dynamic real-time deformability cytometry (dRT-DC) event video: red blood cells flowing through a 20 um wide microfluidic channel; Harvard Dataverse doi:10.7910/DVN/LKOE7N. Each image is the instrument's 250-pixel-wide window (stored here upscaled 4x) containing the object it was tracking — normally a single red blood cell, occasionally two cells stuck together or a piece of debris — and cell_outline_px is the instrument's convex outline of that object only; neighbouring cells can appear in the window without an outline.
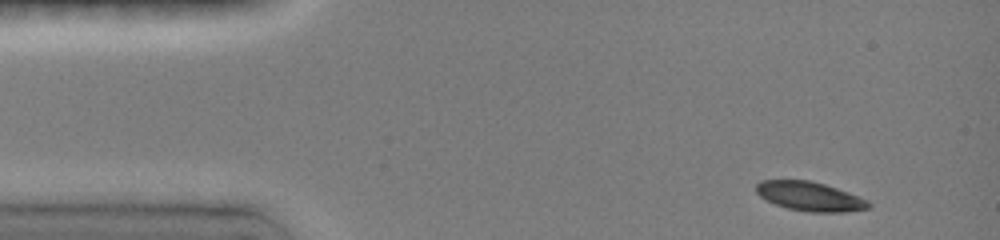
{"species": "common noctule bat (a hibernating species)", "species_latin": "Nyctalus noctula", "temperature_condition": "room temperature", "stored_images_in_passage": 15, "camera_frame_rate_fps": 3000, "um_per_image_px": 0.085, "animal": {"sex": "female", "body_mass_g": 19.0, "forearm_length_mm": 51.5}, "frame": {"image": 1, "passage_image": 1, "time_ms": 0.0, "image_size_px": [1000, 240], "cell_outline_px": [[872, 204], [868, 208], [844, 212], [808, 212], [788, 208], [776, 204], [760, 196], [756, 192], [756, 184], [760, 180], [808, 180], [824, 184], [848, 192], [868, 200]], "centroid_in_image_um": [68.83, 16.69], "position_along_channel_um": 16.2, "area_um2": 18.96}}
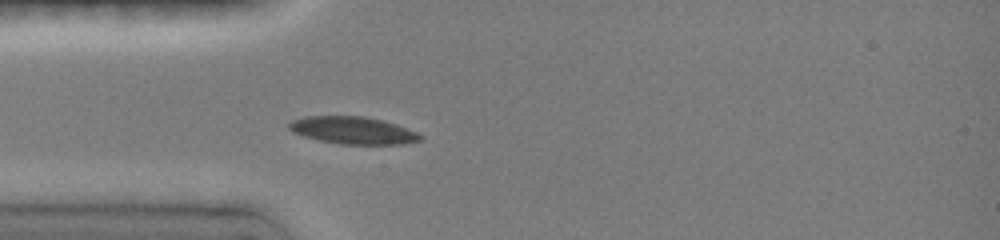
{"frame": {"image": 2, "passage_image": 6, "time_ms": 3.0, "image_size_px": [1000, 240], "cell_outline_px": [[424, 136], [420, 140], [404, 144], [340, 144], [320, 140], [304, 136], [292, 132], [288, 128], [288, 124], [292, 120], [304, 116], [364, 116], [396, 124], [416, 132]], "centroid_in_image_um": [29.98, 11.08], "position_along_channel_um": 55.0, "area_um2": 20.81}}
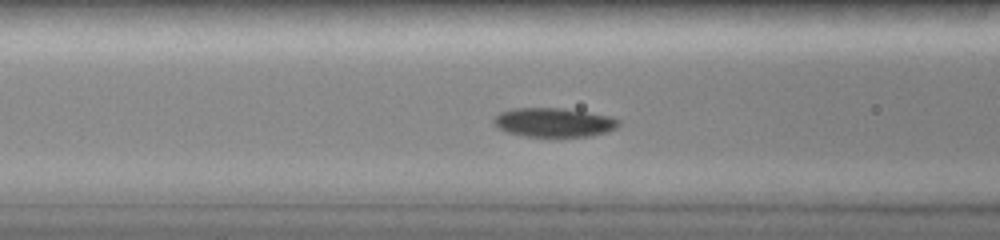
{"frame": {"image": 3, "passage_image": 11, "time_ms": 4.667, "image_size_px": [1000, 240], "cell_outline_px": [[620, 124], [616, 128], [608, 132], [592, 136], [524, 136], [508, 132], [496, 128], [492, 120], [500, 112], [512, 108], [564, 108], [612, 116], [620, 120]], "centroid_in_image_um": [47.09, 10.4], "position_along_channel_um": 119.5, "area_um2": 21.33}}